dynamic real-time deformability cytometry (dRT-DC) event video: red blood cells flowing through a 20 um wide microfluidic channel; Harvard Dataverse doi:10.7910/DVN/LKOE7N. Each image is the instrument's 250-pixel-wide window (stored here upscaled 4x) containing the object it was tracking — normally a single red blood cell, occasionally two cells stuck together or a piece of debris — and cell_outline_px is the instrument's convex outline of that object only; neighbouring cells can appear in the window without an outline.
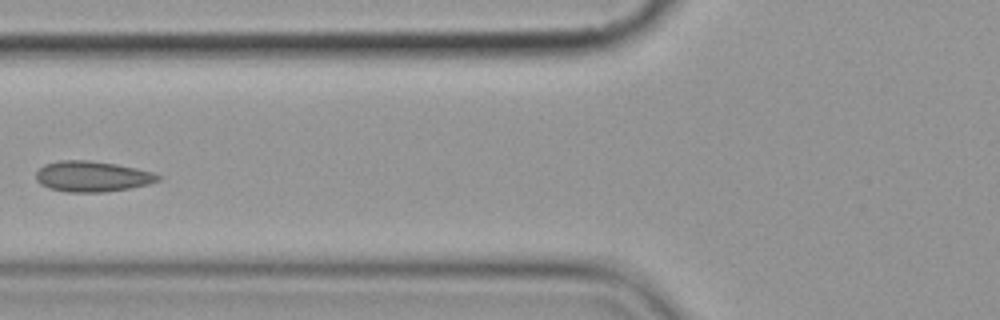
{"species": "common noctule bat (a hibernating species)", "species_latin": "Nyctalus noctula", "temperature_condition": "cold", "stored_images_in_passage": 7, "camera_frame_rate_fps": 3000, "um_per_image_px": 0.085, "animal": {"sex": "female", "body_mass_g": 19.9}, "frame": {"image": 1, "passage_image": 7, "time_ms": 7.0, "image_size_px": [1000, 320], "cell_outline_px": [[164, 176], [160, 180], [148, 184], [128, 188], [104, 192], [68, 192], [48, 188], [40, 184], [36, 180], [36, 172], [44, 164], [60, 160], [88, 160], [116, 164], [136, 168], [152, 172]], "centroid_in_image_um": [7.83, 14.99], "position_along_channel_um": 118.0, "area_um2": 21.85}}